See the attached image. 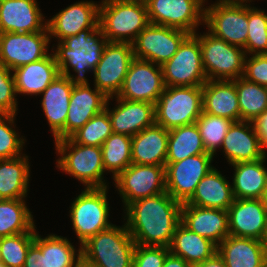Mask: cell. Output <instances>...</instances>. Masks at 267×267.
<instances>
[{
	"instance_id": "obj_26",
	"label": "cell",
	"mask_w": 267,
	"mask_h": 267,
	"mask_svg": "<svg viewBox=\"0 0 267 267\" xmlns=\"http://www.w3.org/2000/svg\"><path fill=\"white\" fill-rule=\"evenodd\" d=\"M17 94L39 95L60 75L53 53L13 70Z\"/></svg>"
},
{
	"instance_id": "obj_12",
	"label": "cell",
	"mask_w": 267,
	"mask_h": 267,
	"mask_svg": "<svg viewBox=\"0 0 267 267\" xmlns=\"http://www.w3.org/2000/svg\"><path fill=\"white\" fill-rule=\"evenodd\" d=\"M134 59L131 43L108 42L101 59L93 70L94 87L113 99L122 88L131 61Z\"/></svg>"
},
{
	"instance_id": "obj_3",
	"label": "cell",
	"mask_w": 267,
	"mask_h": 267,
	"mask_svg": "<svg viewBox=\"0 0 267 267\" xmlns=\"http://www.w3.org/2000/svg\"><path fill=\"white\" fill-rule=\"evenodd\" d=\"M135 247L125 223L113 224L81 245V258L96 267H132Z\"/></svg>"
},
{
	"instance_id": "obj_55",
	"label": "cell",
	"mask_w": 267,
	"mask_h": 267,
	"mask_svg": "<svg viewBox=\"0 0 267 267\" xmlns=\"http://www.w3.org/2000/svg\"><path fill=\"white\" fill-rule=\"evenodd\" d=\"M0 267H6V266L0 261Z\"/></svg>"
},
{
	"instance_id": "obj_23",
	"label": "cell",
	"mask_w": 267,
	"mask_h": 267,
	"mask_svg": "<svg viewBox=\"0 0 267 267\" xmlns=\"http://www.w3.org/2000/svg\"><path fill=\"white\" fill-rule=\"evenodd\" d=\"M227 211L229 235L261 240L267 220L262 199H234Z\"/></svg>"
},
{
	"instance_id": "obj_34",
	"label": "cell",
	"mask_w": 267,
	"mask_h": 267,
	"mask_svg": "<svg viewBox=\"0 0 267 267\" xmlns=\"http://www.w3.org/2000/svg\"><path fill=\"white\" fill-rule=\"evenodd\" d=\"M168 131L165 163L179 162L191 156L207 153L196 123L179 126Z\"/></svg>"
},
{
	"instance_id": "obj_31",
	"label": "cell",
	"mask_w": 267,
	"mask_h": 267,
	"mask_svg": "<svg viewBox=\"0 0 267 267\" xmlns=\"http://www.w3.org/2000/svg\"><path fill=\"white\" fill-rule=\"evenodd\" d=\"M267 155L257 161L240 162L234 168L232 191L234 199H262L267 186Z\"/></svg>"
},
{
	"instance_id": "obj_13",
	"label": "cell",
	"mask_w": 267,
	"mask_h": 267,
	"mask_svg": "<svg viewBox=\"0 0 267 267\" xmlns=\"http://www.w3.org/2000/svg\"><path fill=\"white\" fill-rule=\"evenodd\" d=\"M146 6L151 24L195 34L199 24L205 23V5L199 0H150Z\"/></svg>"
},
{
	"instance_id": "obj_16",
	"label": "cell",
	"mask_w": 267,
	"mask_h": 267,
	"mask_svg": "<svg viewBox=\"0 0 267 267\" xmlns=\"http://www.w3.org/2000/svg\"><path fill=\"white\" fill-rule=\"evenodd\" d=\"M188 35L180 29L150 23L132 43L134 58L162 66L174 56Z\"/></svg>"
},
{
	"instance_id": "obj_35",
	"label": "cell",
	"mask_w": 267,
	"mask_h": 267,
	"mask_svg": "<svg viewBox=\"0 0 267 267\" xmlns=\"http://www.w3.org/2000/svg\"><path fill=\"white\" fill-rule=\"evenodd\" d=\"M31 213L24 199H0V237L35 232Z\"/></svg>"
},
{
	"instance_id": "obj_11",
	"label": "cell",
	"mask_w": 267,
	"mask_h": 267,
	"mask_svg": "<svg viewBox=\"0 0 267 267\" xmlns=\"http://www.w3.org/2000/svg\"><path fill=\"white\" fill-rule=\"evenodd\" d=\"M113 180L124 208L133 201L166 192L165 165L132 163Z\"/></svg>"
},
{
	"instance_id": "obj_28",
	"label": "cell",
	"mask_w": 267,
	"mask_h": 267,
	"mask_svg": "<svg viewBox=\"0 0 267 267\" xmlns=\"http://www.w3.org/2000/svg\"><path fill=\"white\" fill-rule=\"evenodd\" d=\"M217 253L226 267H267V251L257 239L229 235L217 246Z\"/></svg>"
},
{
	"instance_id": "obj_38",
	"label": "cell",
	"mask_w": 267,
	"mask_h": 267,
	"mask_svg": "<svg viewBox=\"0 0 267 267\" xmlns=\"http://www.w3.org/2000/svg\"><path fill=\"white\" fill-rule=\"evenodd\" d=\"M233 122L232 120L202 111L195 123L207 153L213 156L216 154L217 148L222 146L224 137Z\"/></svg>"
},
{
	"instance_id": "obj_19",
	"label": "cell",
	"mask_w": 267,
	"mask_h": 267,
	"mask_svg": "<svg viewBox=\"0 0 267 267\" xmlns=\"http://www.w3.org/2000/svg\"><path fill=\"white\" fill-rule=\"evenodd\" d=\"M99 6L93 1H79L62 9L47 20L50 39L55 37L61 42L68 36L77 35L86 29L99 28Z\"/></svg>"
},
{
	"instance_id": "obj_24",
	"label": "cell",
	"mask_w": 267,
	"mask_h": 267,
	"mask_svg": "<svg viewBox=\"0 0 267 267\" xmlns=\"http://www.w3.org/2000/svg\"><path fill=\"white\" fill-rule=\"evenodd\" d=\"M181 223L216 246L229 236L227 210L182 205Z\"/></svg>"
},
{
	"instance_id": "obj_14",
	"label": "cell",
	"mask_w": 267,
	"mask_h": 267,
	"mask_svg": "<svg viewBox=\"0 0 267 267\" xmlns=\"http://www.w3.org/2000/svg\"><path fill=\"white\" fill-rule=\"evenodd\" d=\"M50 36L48 28L32 33H1L0 34V63L11 71L36 62L48 53Z\"/></svg>"
},
{
	"instance_id": "obj_47",
	"label": "cell",
	"mask_w": 267,
	"mask_h": 267,
	"mask_svg": "<svg viewBox=\"0 0 267 267\" xmlns=\"http://www.w3.org/2000/svg\"><path fill=\"white\" fill-rule=\"evenodd\" d=\"M35 231L34 243L30 246L23 267H49L48 236L41 238Z\"/></svg>"
},
{
	"instance_id": "obj_5",
	"label": "cell",
	"mask_w": 267,
	"mask_h": 267,
	"mask_svg": "<svg viewBox=\"0 0 267 267\" xmlns=\"http://www.w3.org/2000/svg\"><path fill=\"white\" fill-rule=\"evenodd\" d=\"M60 157L56 167L75 177L85 188L108 187L104 180L102 149L75 143L71 138L55 141Z\"/></svg>"
},
{
	"instance_id": "obj_46",
	"label": "cell",
	"mask_w": 267,
	"mask_h": 267,
	"mask_svg": "<svg viewBox=\"0 0 267 267\" xmlns=\"http://www.w3.org/2000/svg\"><path fill=\"white\" fill-rule=\"evenodd\" d=\"M248 81L267 87V54L246 55L243 76Z\"/></svg>"
},
{
	"instance_id": "obj_8",
	"label": "cell",
	"mask_w": 267,
	"mask_h": 267,
	"mask_svg": "<svg viewBox=\"0 0 267 267\" xmlns=\"http://www.w3.org/2000/svg\"><path fill=\"white\" fill-rule=\"evenodd\" d=\"M194 35L199 39L207 80H234L243 76L246 54L242 47L228 44L209 31Z\"/></svg>"
},
{
	"instance_id": "obj_49",
	"label": "cell",
	"mask_w": 267,
	"mask_h": 267,
	"mask_svg": "<svg viewBox=\"0 0 267 267\" xmlns=\"http://www.w3.org/2000/svg\"><path fill=\"white\" fill-rule=\"evenodd\" d=\"M163 267H192V266L188 262H186L183 258L169 253L166 256Z\"/></svg>"
},
{
	"instance_id": "obj_22",
	"label": "cell",
	"mask_w": 267,
	"mask_h": 267,
	"mask_svg": "<svg viewBox=\"0 0 267 267\" xmlns=\"http://www.w3.org/2000/svg\"><path fill=\"white\" fill-rule=\"evenodd\" d=\"M44 18L36 0H0V34L43 31Z\"/></svg>"
},
{
	"instance_id": "obj_53",
	"label": "cell",
	"mask_w": 267,
	"mask_h": 267,
	"mask_svg": "<svg viewBox=\"0 0 267 267\" xmlns=\"http://www.w3.org/2000/svg\"><path fill=\"white\" fill-rule=\"evenodd\" d=\"M262 201H263V203H264V207H265V209L267 210V186H266V188H265V192H264V195H263V197H262Z\"/></svg>"
},
{
	"instance_id": "obj_37",
	"label": "cell",
	"mask_w": 267,
	"mask_h": 267,
	"mask_svg": "<svg viewBox=\"0 0 267 267\" xmlns=\"http://www.w3.org/2000/svg\"><path fill=\"white\" fill-rule=\"evenodd\" d=\"M132 137L112 133L101 145L104 170L112 172L113 179L132 164Z\"/></svg>"
},
{
	"instance_id": "obj_42",
	"label": "cell",
	"mask_w": 267,
	"mask_h": 267,
	"mask_svg": "<svg viewBox=\"0 0 267 267\" xmlns=\"http://www.w3.org/2000/svg\"><path fill=\"white\" fill-rule=\"evenodd\" d=\"M81 257V246L76 250L67 238L56 234L48 235L49 267H78Z\"/></svg>"
},
{
	"instance_id": "obj_21",
	"label": "cell",
	"mask_w": 267,
	"mask_h": 267,
	"mask_svg": "<svg viewBox=\"0 0 267 267\" xmlns=\"http://www.w3.org/2000/svg\"><path fill=\"white\" fill-rule=\"evenodd\" d=\"M116 107L109 109L107 99L105 110L112 123L113 133L134 136L155 124V104L145 101H130L116 97Z\"/></svg>"
},
{
	"instance_id": "obj_41",
	"label": "cell",
	"mask_w": 267,
	"mask_h": 267,
	"mask_svg": "<svg viewBox=\"0 0 267 267\" xmlns=\"http://www.w3.org/2000/svg\"><path fill=\"white\" fill-rule=\"evenodd\" d=\"M248 36L245 54H267V14L262 9L248 5Z\"/></svg>"
},
{
	"instance_id": "obj_10",
	"label": "cell",
	"mask_w": 267,
	"mask_h": 267,
	"mask_svg": "<svg viewBox=\"0 0 267 267\" xmlns=\"http://www.w3.org/2000/svg\"><path fill=\"white\" fill-rule=\"evenodd\" d=\"M161 69L166 87L202 86L207 76L202 64L199 39L189 34Z\"/></svg>"
},
{
	"instance_id": "obj_52",
	"label": "cell",
	"mask_w": 267,
	"mask_h": 267,
	"mask_svg": "<svg viewBox=\"0 0 267 267\" xmlns=\"http://www.w3.org/2000/svg\"><path fill=\"white\" fill-rule=\"evenodd\" d=\"M125 2H133V3H142V4H147L150 0H121Z\"/></svg>"
},
{
	"instance_id": "obj_2",
	"label": "cell",
	"mask_w": 267,
	"mask_h": 267,
	"mask_svg": "<svg viewBox=\"0 0 267 267\" xmlns=\"http://www.w3.org/2000/svg\"><path fill=\"white\" fill-rule=\"evenodd\" d=\"M107 43V38L100 28L86 29L58 42L57 49L52 53L59 66L60 74L66 75L75 82H88L84 75L96 68ZM70 68L78 76L70 74Z\"/></svg>"
},
{
	"instance_id": "obj_1",
	"label": "cell",
	"mask_w": 267,
	"mask_h": 267,
	"mask_svg": "<svg viewBox=\"0 0 267 267\" xmlns=\"http://www.w3.org/2000/svg\"><path fill=\"white\" fill-rule=\"evenodd\" d=\"M181 206L167 192L128 204L125 225L135 244L169 247L181 223Z\"/></svg>"
},
{
	"instance_id": "obj_50",
	"label": "cell",
	"mask_w": 267,
	"mask_h": 267,
	"mask_svg": "<svg viewBox=\"0 0 267 267\" xmlns=\"http://www.w3.org/2000/svg\"><path fill=\"white\" fill-rule=\"evenodd\" d=\"M193 267H226L223 258L216 252L211 258L206 259L202 263L196 264Z\"/></svg>"
},
{
	"instance_id": "obj_44",
	"label": "cell",
	"mask_w": 267,
	"mask_h": 267,
	"mask_svg": "<svg viewBox=\"0 0 267 267\" xmlns=\"http://www.w3.org/2000/svg\"><path fill=\"white\" fill-rule=\"evenodd\" d=\"M16 95L13 73L0 63V114H17Z\"/></svg>"
},
{
	"instance_id": "obj_43",
	"label": "cell",
	"mask_w": 267,
	"mask_h": 267,
	"mask_svg": "<svg viewBox=\"0 0 267 267\" xmlns=\"http://www.w3.org/2000/svg\"><path fill=\"white\" fill-rule=\"evenodd\" d=\"M15 116V114H0V160L21 156L25 139L12 128L16 126Z\"/></svg>"
},
{
	"instance_id": "obj_39",
	"label": "cell",
	"mask_w": 267,
	"mask_h": 267,
	"mask_svg": "<svg viewBox=\"0 0 267 267\" xmlns=\"http://www.w3.org/2000/svg\"><path fill=\"white\" fill-rule=\"evenodd\" d=\"M112 133L111 119L108 112L104 109L101 113L87 121L70 138L77 144L101 147Z\"/></svg>"
},
{
	"instance_id": "obj_9",
	"label": "cell",
	"mask_w": 267,
	"mask_h": 267,
	"mask_svg": "<svg viewBox=\"0 0 267 267\" xmlns=\"http://www.w3.org/2000/svg\"><path fill=\"white\" fill-rule=\"evenodd\" d=\"M219 0L205 8V25L215 37L228 44L246 47L248 36V2ZM245 3V4H244Z\"/></svg>"
},
{
	"instance_id": "obj_36",
	"label": "cell",
	"mask_w": 267,
	"mask_h": 267,
	"mask_svg": "<svg viewBox=\"0 0 267 267\" xmlns=\"http://www.w3.org/2000/svg\"><path fill=\"white\" fill-rule=\"evenodd\" d=\"M233 82L238 96L240 121H255L267 110V87L244 77L234 79Z\"/></svg>"
},
{
	"instance_id": "obj_6",
	"label": "cell",
	"mask_w": 267,
	"mask_h": 267,
	"mask_svg": "<svg viewBox=\"0 0 267 267\" xmlns=\"http://www.w3.org/2000/svg\"><path fill=\"white\" fill-rule=\"evenodd\" d=\"M202 111V86L166 87L155 103V124L167 130L190 125Z\"/></svg>"
},
{
	"instance_id": "obj_18",
	"label": "cell",
	"mask_w": 267,
	"mask_h": 267,
	"mask_svg": "<svg viewBox=\"0 0 267 267\" xmlns=\"http://www.w3.org/2000/svg\"><path fill=\"white\" fill-rule=\"evenodd\" d=\"M107 99L96 87L92 90L88 82H76L70 97L65 127L54 140L70 138L93 116L105 109Z\"/></svg>"
},
{
	"instance_id": "obj_48",
	"label": "cell",
	"mask_w": 267,
	"mask_h": 267,
	"mask_svg": "<svg viewBox=\"0 0 267 267\" xmlns=\"http://www.w3.org/2000/svg\"><path fill=\"white\" fill-rule=\"evenodd\" d=\"M253 124L265 150L267 148V110L253 121Z\"/></svg>"
},
{
	"instance_id": "obj_33",
	"label": "cell",
	"mask_w": 267,
	"mask_h": 267,
	"mask_svg": "<svg viewBox=\"0 0 267 267\" xmlns=\"http://www.w3.org/2000/svg\"><path fill=\"white\" fill-rule=\"evenodd\" d=\"M28 156L0 160V199H25L30 181Z\"/></svg>"
},
{
	"instance_id": "obj_25",
	"label": "cell",
	"mask_w": 267,
	"mask_h": 267,
	"mask_svg": "<svg viewBox=\"0 0 267 267\" xmlns=\"http://www.w3.org/2000/svg\"><path fill=\"white\" fill-rule=\"evenodd\" d=\"M203 112L234 122L240 121V109L233 80H207L202 85Z\"/></svg>"
},
{
	"instance_id": "obj_15",
	"label": "cell",
	"mask_w": 267,
	"mask_h": 267,
	"mask_svg": "<svg viewBox=\"0 0 267 267\" xmlns=\"http://www.w3.org/2000/svg\"><path fill=\"white\" fill-rule=\"evenodd\" d=\"M213 155L198 154L179 162L165 163L166 192L185 203L194 193L202 178L214 168Z\"/></svg>"
},
{
	"instance_id": "obj_4",
	"label": "cell",
	"mask_w": 267,
	"mask_h": 267,
	"mask_svg": "<svg viewBox=\"0 0 267 267\" xmlns=\"http://www.w3.org/2000/svg\"><path fill=\"white\" fill-rule=\"evenodd\" d=\"M150 24L147 6L121 0H102L99 28L108 42L133 43Z\"/></svg>"
},
{
	"instance_id": "obj_30",
	"label": "cell",
	"mask_w": 267,
	"mask_h": 267,
	"mask_svg": "<svg viewBox=\"0 0 267 267\" xmlns=\"http://www.w3.org/2000/svg\"><path fill=\"white\" fill-rule=\"evenodd\" d=\"M169 131L154 124L132 136V163L165 165Z\"/></svg>"
},
{
	"instance_id": "obj_45",
	"label": "cell",
	"mask_w": 267,
	"mask_h": 267,
	"mask_svg": "<svg viewBox=\"0 0 267 267\" xmlns=\"http://www.w3.org/2000/svg\"><path fill=\"white\" fill-rule=\"evenodd\" d=\"M166 246H142L136 244L132 267H163L169 254Z\"/></svg>"
},
{
	"instance_id": "obj_7",
	"label": "cell",
	"mask_w": 267,
	"mask_h": 267,
	"mask_svg": "<svg viewBox=\"0 0 267 267\" xmlns=\"http://www.w3.org/2000/svg\"><path fill=\"white\" fill-rule=\"evenodd\" d=\"M108 187L85 188L71 203L70 218L80 246L90 237L108 229Z\"/></svg>"
},
{
	"instance_id": "obj_40",
	"label": "cell",
	"mask_w": 267,
	"mask_h": 267,
	"mask_svg": "<svg viewBox=\"0 0 267 267\" xmlns=\"http://www.w3.org/2000/svg\"><path fill=\"white\" fill-rule=\"evenodd\" d=\"M35 232L0 237L1 262L6 267H23L27 252L34 243Z\"/></svg>"
},
{
	"instance_id": "obj_32",
	"label": "cell",
	"mask_w": 267,
	"mask_h": 267,
	"mask_svg": "<svg viewBox=\"0 0 267 267\" xmlns=\"http://www.w3.org/2000/svg\"><path fill=\"white\" fill-rule=\"evenodd\" d=\"M169 252L183 258L193 267L211 258L217 252V246L180 223L172 237Z\"/></svg>"
},
{
	"instance_id": "obj_17",
	"label": "cell",
	"mask_w": 267,
	"mask_h": 267,
	"mask_svg": "<svg viewBox=\"0 0 267 267\" xmlns=\"http://www.w3.org/2000/svg\"><path fill=\"white\" fill-rule=\"evenodd\" d=\"M165 88L161 66L134 58L116 97L155 104Z\"/></svg>"
},
{
	"instance_id": "obj_29",
	"label": "cell",
	"mask_w": 267,
	"mask_h": 267,
	"mask_svg": "<svg viewBox=\"0 0 267 267\" xmlns=\"http://www.w3.org/2000/svg\"><path fill=\"white\" fill-rule=\"evenodd\" d=\"M233 201L232 185L214 167L202 178L193 195L182 205L228 210Z\"/></svg>"
},
{
	"instance_id": "obj_27",
	"label": "cell",
	"mask_w": 267,
	"mask_h": 267,
	"mask_svg": "<svg viewBox=\"0 0 267 267\" xmlns=\"http://www.w3.org/2000/svg\"><path fill=\"white\" fill-rule=\"evenodd\" d=\"M76 82L58 75L41 93V107L55 137L64 127L73 86Z\"/></svg>"
},
{
	"instance_id": "obj_20",
	"label": "cell",
	"mask_w": 267,
	"mask_h": 267,
	"mask_svg": "<svg viewBox=\"0 0 267 267\" xmlns=\"http://www.w3.org/2000/svg\"><path fill=\"white\" fill-rule=\"evenodd\" d=\"M221 148L230 165L257 161L267 155L253 122L249 121L233 122Z\"/></svg>"
},
{
	"instance_id": "obj_54",
	"label": "cell",
	"mask_w": 267,
	"mask_h": 267,
	"mask_svg": "<svg viewBox=\"0 0 267 267\" xmlns=\"http://www.w3.org/2000/svg\"><path fill=\"white\" fill-rule=\"evenodd\" d=\"M78 267H96V266H94V265H90V264L84 262V261L81 259V261H80Z\"/></svg>"
},
{
	"instance_id": "obj_51",
	"label": "cell",
	"mask_w": 267,
	"mask_h": 267,
	"mask_svg": "<svg viewBox=\"0 0 267 267\" xmlns=\"http://www.w3.org/2000/svg\"><path fill=\"white\" fill-rule=\"evenodd\" d=\"M260 241L263 247L265 248V250L267 251V220H266L265 230Z\"/></svg>"
}]
</instances>
